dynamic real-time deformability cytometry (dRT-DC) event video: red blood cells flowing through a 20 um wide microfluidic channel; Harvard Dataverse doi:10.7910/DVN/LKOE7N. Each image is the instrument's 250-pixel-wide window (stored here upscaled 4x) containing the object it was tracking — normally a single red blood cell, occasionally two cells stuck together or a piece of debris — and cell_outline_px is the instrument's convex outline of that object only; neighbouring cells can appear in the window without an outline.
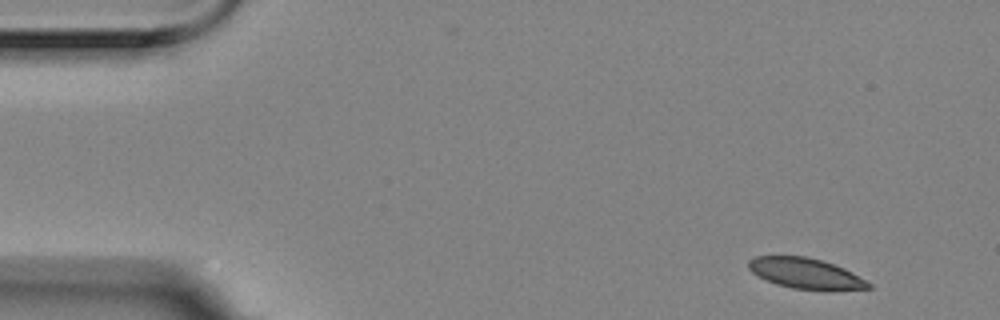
{"species": "Egyptian fruit bat (a non-hibernating species)", "species_latin": "Rousettus aegyptiacus", "temperature_condition": "room temperature", "stored_images_in_passage": 5, "camera_frame_rate_fps": 3000, "um_per_image_px": 0.085, "animal": {"sex": "female"}, "frame": {"image": 1, "passage_image": 1, "time_ms": 0.0, "image_size_px": [1000, 320], "cell_outline_px": [[872, 288], [828, 292], [824, 292], [792, 288], [776, 284], [752, 272], [748, 268], [748, 260], [756, 256], [804, 256], [820, 260], [844, 268], [852, 272], [872, 284]], "centroid_in_image_um": [68.53, 23.28], "position_along_channel_um": 16.5, "area_um2": 21.68}}
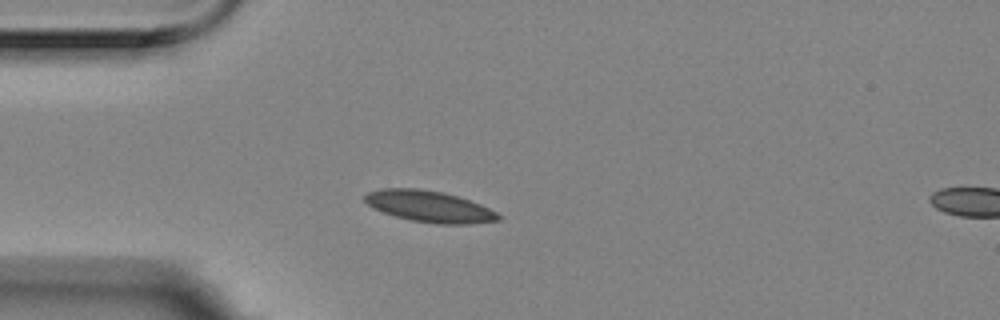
{"frame": {"image": 2, "passage_image": 4, "time_ms": 1.0, "image_size_px": [1000, 320], "cell_outline_px": [[500, 220], [472, 224], [436, 224], [412, 220], [396, 216], [372, 208], [364, 200], [364, 196], [368, 192], [380, 188], [420, 188], [444, 192], [480, 204], [496, 212], [500, 216]], "centroid_in_image_um": [36.48, 17.54], "position_along_channel_um": 48.5, "area_um2": 24.33}}